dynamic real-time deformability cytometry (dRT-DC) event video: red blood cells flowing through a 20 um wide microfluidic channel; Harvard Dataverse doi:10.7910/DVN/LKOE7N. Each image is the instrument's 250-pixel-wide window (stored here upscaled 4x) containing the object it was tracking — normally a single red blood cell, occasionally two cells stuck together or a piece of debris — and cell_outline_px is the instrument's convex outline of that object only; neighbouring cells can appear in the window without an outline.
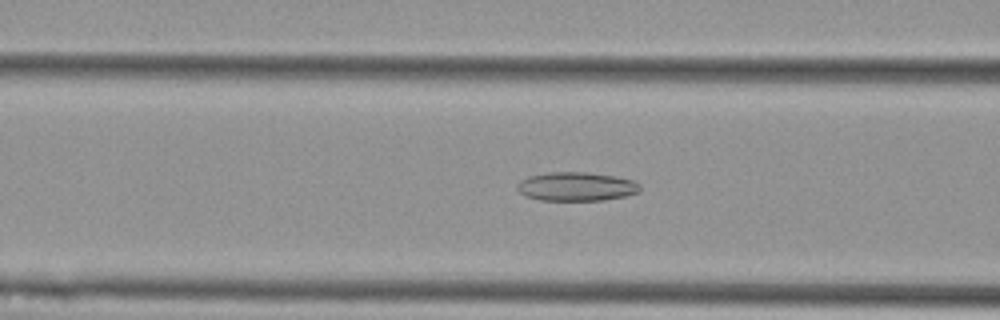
{"species": "Egyptian fruit bat (a non-hibernating species)", "species_latin": "Rousettus aegyptiacus", "temperature_condition": "cold", "stored_images_in_passage": 55, "camera_frame_rate_fps": 3000, "um_per_image_px": 0.085, "animal": {"sex": "female"}, "frame": {"image": 1, "passage_image": 22, "time_ms": 7.0, "image_size_px": [1000, 320], "cell_outline_px": [[640, 188], [636, 192], [624, 196], [604, 200], [540, 200], [528, 196], [520, 192], [516, 188], [516, 184], [520, 180], [528, 176], [548, 172], [588, 172], [612, 176], [632, 180], [640, 184]], "centroid_in_image_um": [48.94, 15.85], "position_along_channel_um": 117.7, "area_um2": 20.46}}
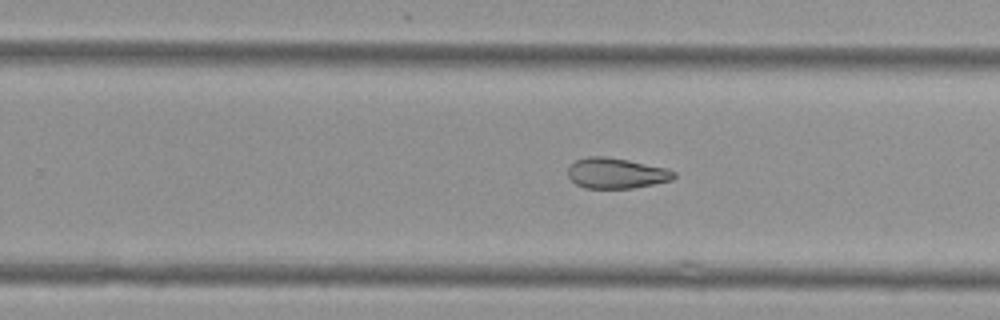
{"frame": {"image": 2, "passage_image": 35, "time_ms": 11.333, "image_size_px": [1000, 320], "cell_outline_px": [[676, 176], [672, 180], [632, 188], [584, 188], [576, 184], [568, 176], [568, 168], [576, 160], [588, 156], [604, 156], [628, 160], [668, 168], [676, 172]], "centroid_in_image_um": [52.39, 14.72], "position_along_channel_um": 277.4, "area_um2": 18.84}}
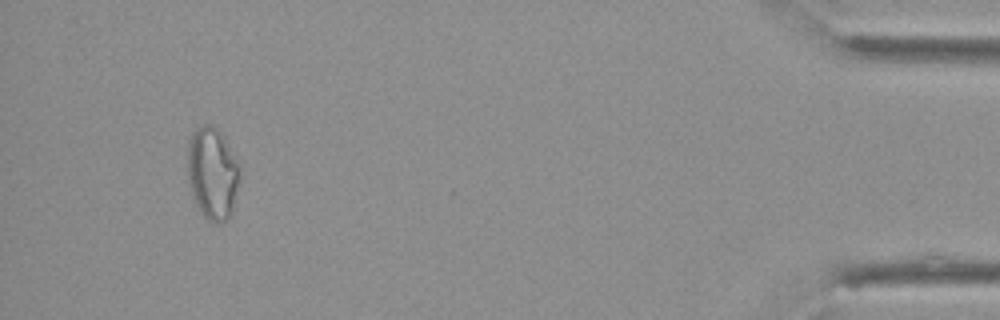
{"frame": {"image": 3, "passage_image": 52, "time_ms": 17.0, "image_size_px": [1000, 320], "cell_outline_px": [[240, 176], [232, 212], [228, 220], [216, 224], [208, 220], [204, 216], [192, 196], [188, 172], [188, 148], [192, 136], [196, 128], [204, 124], [212, 124], [224, 136], [228, 144], [240, 172]], "centroid_in_image_um": [18.07, 14.75], "position_along_channel_um": 417.1, "area_um2": 27.63}, "authors_computed_cell_mechanics": {"area_um2": 23.5246, "velocity_mm_per_s": 3.7064, "shape_relaxation_time_tau1_ms": null, "shape_relaxation_time_tau2_ms": 8.2608, "deformation_change_tau1": null, "deformation_change_tau2": 0.1805}}